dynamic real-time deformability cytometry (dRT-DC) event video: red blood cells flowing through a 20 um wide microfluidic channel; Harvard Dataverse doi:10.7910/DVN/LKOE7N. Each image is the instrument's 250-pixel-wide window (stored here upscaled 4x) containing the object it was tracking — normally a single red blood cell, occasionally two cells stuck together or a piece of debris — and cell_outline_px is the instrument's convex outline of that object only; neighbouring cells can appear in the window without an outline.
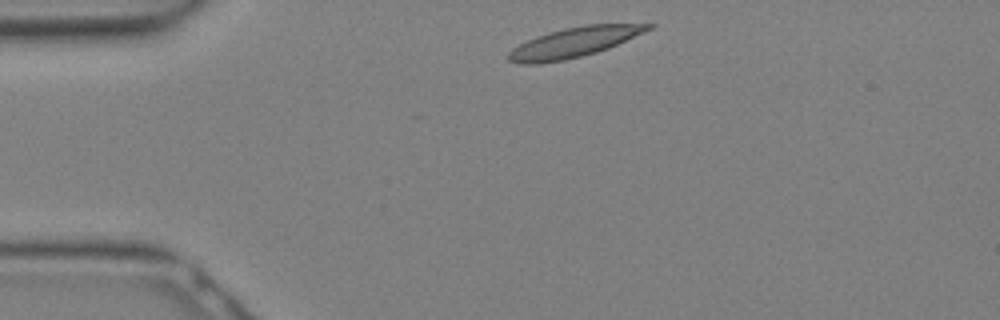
{"species": "Egyptian fruit bat (a non-hibernating species)", "species_latin": "Rousettus aegyptiacus", "temperature_condition": "warm", "stored_images_in_passage": 11, "camera_frame_rate_fps": 3000, "um_per_image_px": 0.085, "animal": {"sex": "female"}, "frame": {"image": 1, "passage_image": 1, "time_ms": 0.0, "image_size_px": [1000, 320], "cell_outline_px": [[656, 24], [652, 28], [644, 32], [608, 48], [596, 52], [564, 60], [540, 64], [520, 64], [508, 60], [508, 52], [512, 48], [536, 36], [548, 32], [564, 28], [584, 24]], "centroid_in_image_um": [48.75, 3.6], "position_along_channel_um": 36.2, "area_um2": 24.16}}
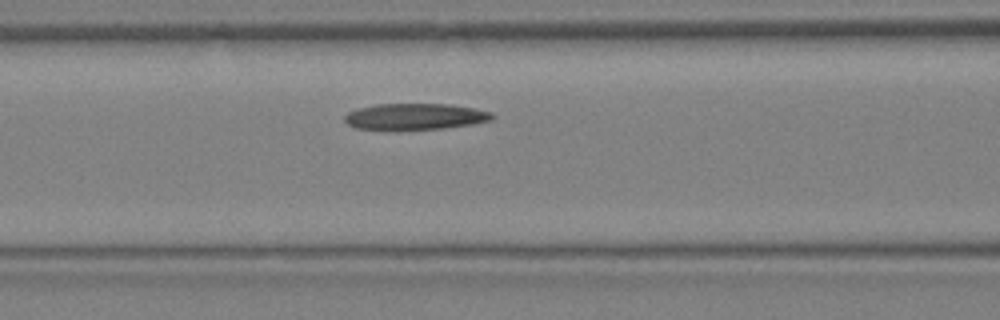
{"frame": {"image": 2, "passage_image": 7, "time_ms": 2.0, "image_size_px": [1000, 320], "cell_outline_px": [[496, 116], [492, 120], [472, 124], [444, 128], [392, 132], [388, 132], [356, 128], [348, 124], [344, 120], [344, 116], [348, 112], [360, 108], [376, 104], [448, 104], [472, 108], [492, 112]], "centroid_in_image_um": [35.24, 9.95], "position_along_channel_um": 131.4, "area_um2": 23.29}}
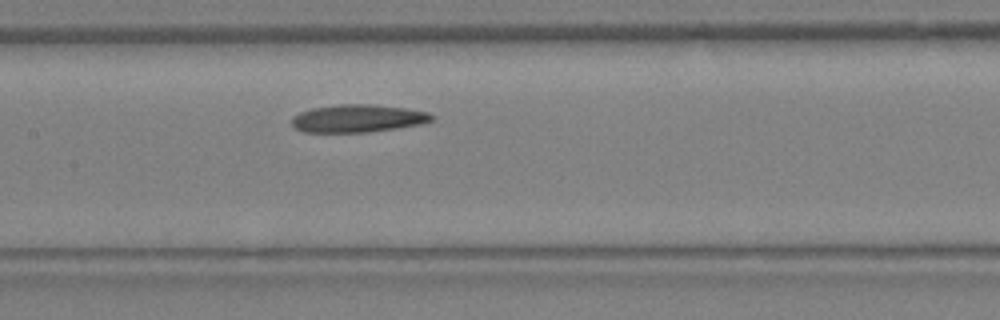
{"frame": {"image": 3, "passage_image": 9, "time_ms": 2.667, "image_size_px": [1000, 320], "cell_outline_px": [[436, 116], [432, 120], [420, 124], [396, 128], [368, 132], [304, 132], [296, 128], [292, 124], [292, 116], [300, 112], [312, 108], [340, 104], [372, 104], [404, 108], [428, 112]], "centroid_in_image_um": [30.41, 10.06], "position_along_channel_um": 177.0, "area_um2": 22.54}}